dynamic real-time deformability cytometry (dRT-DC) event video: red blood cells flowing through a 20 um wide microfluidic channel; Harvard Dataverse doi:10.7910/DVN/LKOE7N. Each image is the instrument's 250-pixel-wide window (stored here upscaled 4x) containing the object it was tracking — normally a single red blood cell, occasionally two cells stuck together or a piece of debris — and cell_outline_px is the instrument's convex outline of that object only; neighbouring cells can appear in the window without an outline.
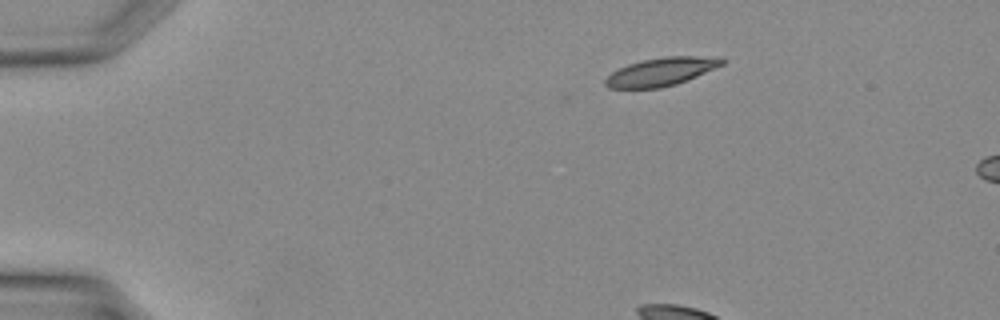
{"species": "Egyptian fruit bat (a non-hibernating species)", "species_latin": "Rousettus aegyptiacus", "temperature_condition": "warm", "stored_images_in_passage": 32, "camera_frame_rate_fps": 3000, "um_per_image_px": 0.085, "animal": {"sex": "female"}, "frame": {"image": 1, "passage_image": 1, "time_ms": 0.0, "image_size_px": [1000, 320], "cell_outline_px": [[728, 60], [724, 64], [696, 76], [676, 84], [660, 88], [608, 88], [604, 84], [604, 80], [612, 72], [628, 64], [644, 60], [664, 56], [720, 56]], "centroid_in_image_um": [56.25, 6.08], "position_along_channel_um": 28.8, "area_um2": 19.19}}